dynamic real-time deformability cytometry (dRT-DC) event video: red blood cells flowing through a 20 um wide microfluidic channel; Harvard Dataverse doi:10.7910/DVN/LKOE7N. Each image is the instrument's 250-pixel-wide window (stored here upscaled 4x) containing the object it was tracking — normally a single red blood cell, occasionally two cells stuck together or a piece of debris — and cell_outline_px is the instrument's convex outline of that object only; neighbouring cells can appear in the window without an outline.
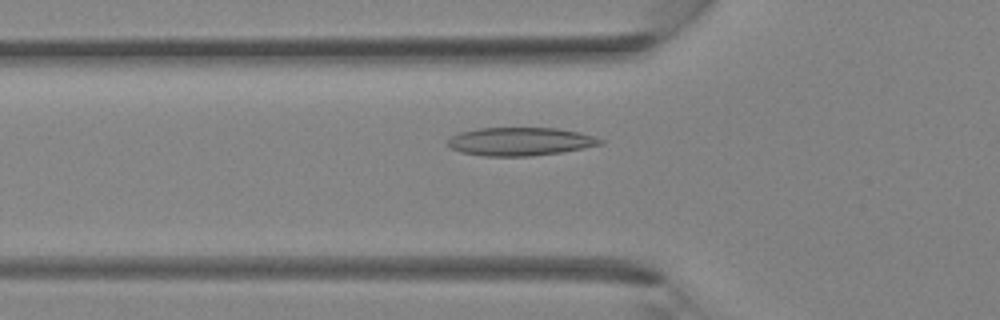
{"species": "Egyptian fruit bat (a non-hibernating species)", "species_latin": "Rousettus aegyptiacus", "temperature_condition": "room temperature", "stored_images_in_passage": 37, "camera_frame_rate_fps": 3000, "um_per_image_px": 0.085, "animal": {"sex": "female"}, "frame": {"image": 1, "passage_image": 13, "time_ms": 4.0, "image_size_px": [1000, 320], "cell_outline_px": [[604, 144], [564, 152], [532, 156], [484, 156], [460, 152], [452, 148], [448, 144], [448, 140], [452, 136], [460, 132], [480, 128], [556, 128], [580, 132], [604, 140]], "centroid_in_image_um": [44.25, 12.03], "position_along_channel_um": 81.5, "area_um2": 25.14}}
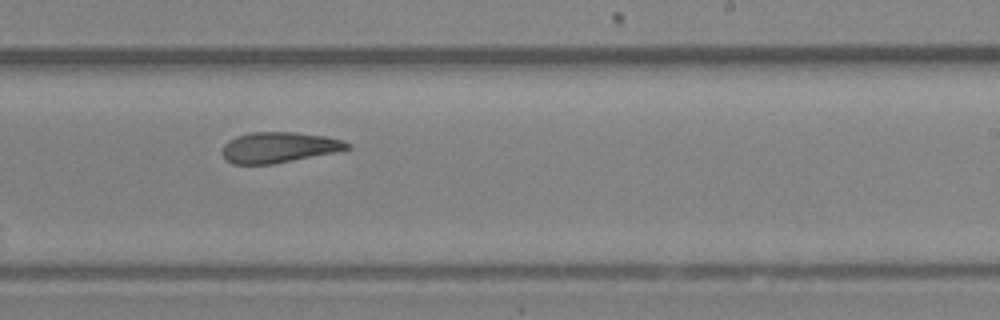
{"frame": {"image": 2, "passage_image": 23, "time_ms": 7.333, "image_size_px": [1000, 320], "cell_outline_px": [[352, 148], [272, 164], [232, 164], [224, 160], [220, 152], [224, 144], [228, 140], [236, 136], [248, 132], [296, 132], [324, 136], [340, 140], [352, 144]], "centroid_in_image_um": [23.61, 12.52], "position_along_channel_um": 265.4, "area_um2": 22.31}}
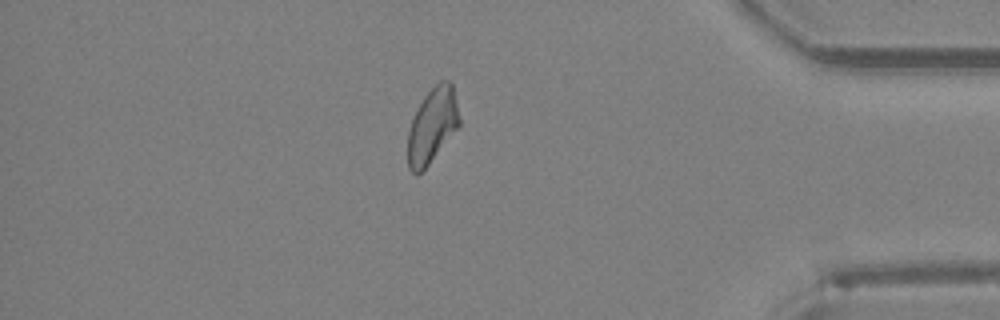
{"frame": {"image": 3, "passage_image": 32, "time_ms": 10.333, "image_size_px": [1000, 320], "cell_outline_px": [[460, 124], [428, 164], [416, 176], [408, 168], [408, 132], [416, 108], [424, 96], [440, 80], [452, 80], [460, 120]], "centroid_in_image_um": [36.73, 10.63], "position_along_channel_um": 398.5, "area_um2": 22.25}}